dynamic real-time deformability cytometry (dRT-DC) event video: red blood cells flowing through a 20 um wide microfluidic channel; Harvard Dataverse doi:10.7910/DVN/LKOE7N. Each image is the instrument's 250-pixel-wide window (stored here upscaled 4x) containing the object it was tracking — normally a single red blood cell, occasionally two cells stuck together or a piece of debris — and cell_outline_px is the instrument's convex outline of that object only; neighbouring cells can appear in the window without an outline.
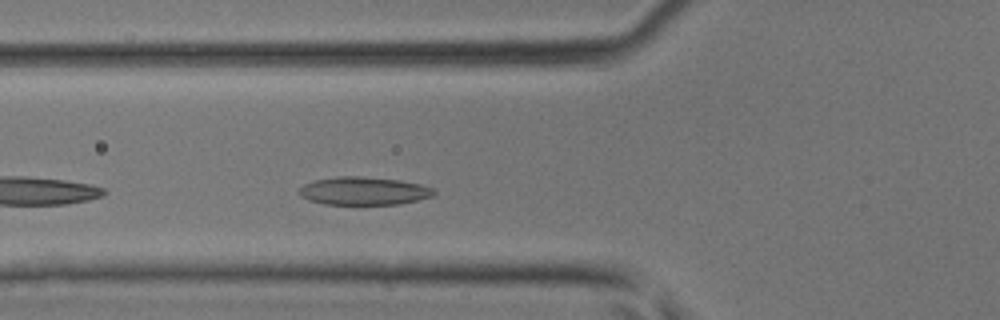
{"species": "common noctule bat (a hibernating species)", "species_latin": "Nyctalus noctula", "temperature_condition": "room temperature", "stored_images_in_passage": 27, "camera_frame_rate_fps": 3000, "um_per_image_px": 0.085, "animal": {"sex": "male", "body_mass_g": 17.9, "forearm_length_mm": 54.2}, "frame": {"image": 1, "passage_image": 4, "time_ms": 1.0, "image_size_px": [1000, 320], "cell_outline_px": [[436, 192], [432, 196], [400, 204], [324, 204], [308, 200], [300, 196], [300, 188], [304, 184], [316, 180], [340, 176], [360, 176], [400, 180], [420, 184], [432, 188]], "centroid_in_image_um": [30.91, 16.23], "position_along_channel_um": 94.9, "area_um2": 21.85}}
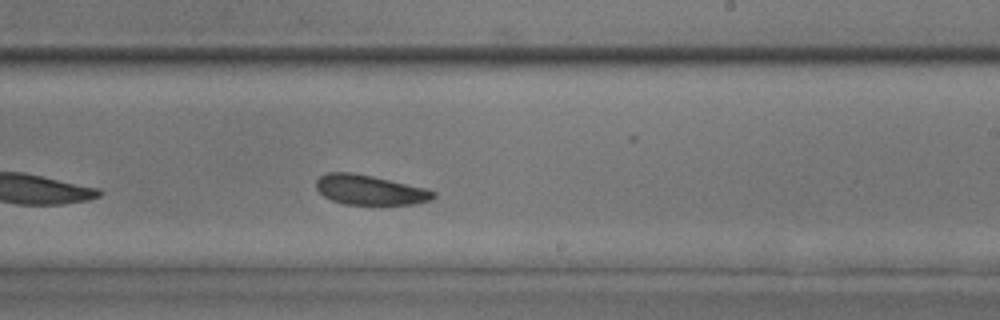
{"frame": {"image": 2, "passage_image": 15, "time_ms": 4.667, "image_size_px": [1000, 320], "cell_outline_px": [[436, 196], [432, 200], [416, 204], [344, 204], [332, 200], [324, 196], [316, 188], [316, 180], [320, 176], [328, 172], [352, 172], [372, 176], [428, 188], [436, 192]], "centroid_in_image_um": [31.47, 16.14], "position_along_channel_um": 257.5, "area_um2": 20.46}}
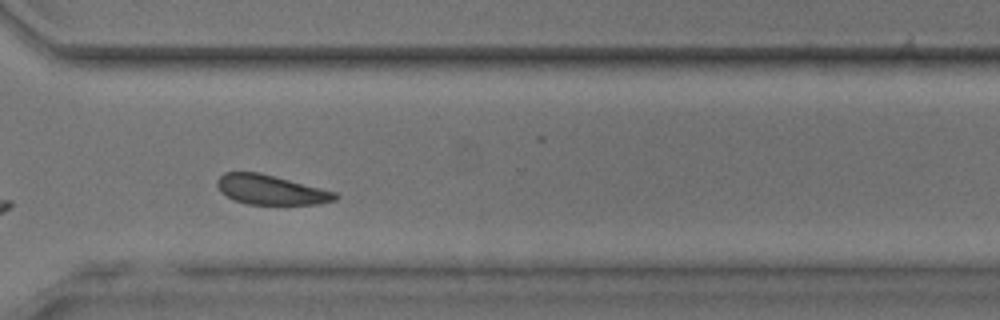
{"frame": {"image": 3, "passage_image": 21, "time_ms": 6.667, "image_size_px": [1000, 320], "cell_outline_px": [[340, 196], [336, 200], [320, 204], [248, 204], [232, 200], [220, 192], [216, 184], [216, 180], [224, 172], [260, 172], [336, 192]], "centroid_in_image_um": [23.0, 16.13], "position_along_channel_um": 347.6, "area_um2": 20.52}}